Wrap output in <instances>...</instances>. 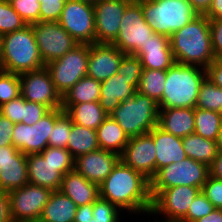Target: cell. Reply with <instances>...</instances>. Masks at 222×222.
<instances>
[{
	"label": "cell",
	"mask_w": 222,
	"mask_h": 222,
	"mask_svg": "<svg viewBox=\"0 0 222 222\" xmlns=\"http://www.w3.org/2000/svg\"><path fill=\"white\" fill-rule=\"evenodd\" d=\"M99 197L109 200L124 214L127 213V218L131 216L135 219L134 214L137 215L136 218L143 215V218H139L141 222L145 216L147 220L149 218L152 208L150 180L121 160L99 185Z\"/></svg>",
	"instance_id": "1"
},
{
	"label": "cell",
	"mask_w": 222,
	"mask_h": 222,
	"mask_svg": "<svg viewBox=\"0 0 222 222\" xmlns=\"http://www.w3.org/2000/svg\"><path fill=\"white\" fill-rule=\"evenodd\" d=\"M169 41L176 63L207 69L215 59L209 19L204 14L175 31Z\"/></svg>",
	"instance_id": "2"
},
{
	"label": "cell",
	"mask_w": 222,
	"mask_h": 222,
	"mask_svg": "<svg viewBox=\"0 0 222 222\" xmlns=\"http://www.w3.org/2000/svg\"><path fill=\"white\" fill-rule=\"evenodd\" d=\"M207 77L204 68L174 63L167 69L165 88L159 108H195L201 83Z\"/></svg>",
	"instance_id": "3"
},
{
	"label": "cell",
	"mask_w": 222,
	"mask_h": 222,
	"mask_svg": "<svg viewBox=\"0 0 222 222\" xmlns=\"http://www.w3.org/2000/svg\"><path fill=\"white\" fill-rule=\"evenodd\" d=\"M44 67L32 25L2 36L0 70L22 74Z\"/></svg>",
	"instance_id": "4"
},
{
	"label": "cell",
	"mask_w": 222,
	"mask_h": 222,
	"mask_svg": "<svg viewBox=\"0 0 222 222\" xmlns=\"http://www.w3.org/2000/svg\"><path fill=\"white\" fill-rule=\"evenodd\" d=\"M146 23L156 34L170 37L196 18L199 13L187 0H136Z\"/></svg>",
	"instance_id": "5"
},
{
	"label": "cell",
	"mask_w": 222,
	"mask_h": 222,
	"mask_svg": "<svg viewBox=\"0 0 222 222\" xmlns=\"http://www.w3.org/2000/svg\"><path fill=\"white\" fill-rule=\"evenodd\" d=\"M109 115L130 138L149 133L158 126L159 107L152 98L136 92Z\"/></svg>",
	"instance_id": "6"
},
{
	"label": "cell",
	"mask_w": 222,
	"mask_h": 222,
	"mask_svg": "<svg viewBox=\"0 0 222 222\" xmlns=\"http://www.w3.org/2000/svg\"><path fill=\"white\" fill-rule=\"evenodd\" d=\"M150 192L152 196L150 218L154 216L152 218L158 222H180L187 215L189 206L201 189L181 185L166 189H150Z\"/></svg>",
	"instance_id": "7"
},
{
	"label": "cell",
	"mask_w": 222,
	"mask_h": 222,
	"mask_svg": "<svg viewBox=\"0 0 222 222\" xmlns=\"http://www.w3.org/2000/svg\"><path fill=\"white\" fill-rule=\"evenodd\" d=\"M88 58L89 44H78L64 56L45 65L61 96L87 76Z\"/></svg>",
	"instance_id": "8"
},
{
	"label": "cell",
	"mask_w": 222,
	"mask_h": 222,
	"mask_svg": "<svg viewBox=\"0 0 222 222\" xmlns=\"http://www.w3.org/2000/svg\"><path fill=\"white\" fill-rule=\"evenodd\" d=\"M209 175V167L189 157L160 168L150 180V189H166L174 186H193L202 189Z\"/></svg>",
	"instance_id": "9"
},
{
	"label": "cell",
	"mask_w": 222,
	"mask_h": 222,
	"mask_svg": "<svg viewBox=\"0 0 222 222\" xmlns=\"http://www.w3.org/2000/svg\"><path fill=\"white\" fill-rule=\"evenodd\" d=\"M154 34L146 23L141 5L133 0L125 9L119 33L111 43L126 55H135Z\"/></svg>",
	"instance_id": "10"
},
{
	"label": "cell",
	"mask_w": 222,
	"mask_h": 222,
	"mask_svg": "<svg viewBox=\"0 0 222 222\" xmlns=\"http://www.w3.org/2000/svg\"><path fill=\"white\" fill-rule=\"evenodd\" d=\"M53 191L27 183L8 192L12 222H38Z\"/></svg>",
	"instance_id": "11"
},
{
	"label": "cell",
	"mask_w": 222,
	"mask_h": 222,
	"mask_svg": "<svg viewBox=\"0 0 222 222\" xmlns=\"http://www.w3.org/2000/svg\"><path fill=\"white\" fill-rule=\"evenodd\" d=\"M63 111L62 108L51 109L33 125L16 123L12 131L13 146L26 156L41 153L48 147L50 132Z\"/></svg>",
	"instance_id": "12"
},
{
	"label": "cell",
	"mask_w": 222,
	"mask_h": 222,
	"mask_svg": "<svg viewBox=\"0 0 222 222\" xmlns=\"http://www.w3.org/2000/svg\"><path fill=\"white\" fill-rule=\"evenodd\" d=\"M58 23L78 44L95 43V12L92 4L67 0Z\"/></svg>",
	"instance_id": "13"
},
{
	"label": "cell",
	"mask_w": 222,
	"mask_h": 222,
	"mask_svg": "<svg viewBox=\"0 0 222 222\" xmlns=\"http://www.w3.org/2000/svg\"><path fill=\"white\" fill-rule=\"evenodd\" d=\"M43 63L64 56L78 45L76 40L58 22L31 24Z\"/></svg>",
	"instance_id": "14"
},
{
	"label": "cell",
	"mask_w": 222,
	"mask_h": 222,
	"mask_svg": "<svg viewBox=\"0 0 222 222\" xmlns=\"http://www.w3.org/2000/svg\"><path fill=\"white\" fill-rule=\"evenodd\" d=\"M21 96L29 102H35L50 109L61 108L62 96L56 90L46 67L19 74Z\"/></svg>",
	"instance_id": "15"
},
{
	"label": "cell",
	"mask_w": 222,
	"mask_h": 222,
	"mask_svg": "<svg viewBox=\"0 0 222 222\" xmlns=\"http://www.w3.org/2000/svg\"><path fill=\"white\" fill-rule=\"evenodd\" d=\"M133 0H99L94 3L95 43L111 44L117 37L126 7Z\"/></svg>",
	"instance_id": "16"
},
{
	"label": "cell",
	"mask_w": 222,
	"mask_h": 222,
	"mask_svg": "<svg viewBox=\"0 0 222 222\" xmlns=\"http://www.w3.org/2000/svg\"><path fill=\"white\" fill-rule=\"evenodd\" d=\"M156 148L152 135L130 137L120 160L151 180L156 174Z\"/></svg>",
	"instance_id": "17"
},
{
	"label": "cell",
	"mask_w": 222,
	"mask_h": 222,
	"mask_svg": "<svg viewBox=\"0 0 222 222\" xmlns=\"http://www.w3.org/2000/svg\"><path fill=\"white\" fill-rule=\"evenodd\" d=\"M27 183V156L13 145L0 146V190L9 192Z\"/></svg>",
	"instance_id": "18"
},
{
	"label": "cell",
	"mask_w": 222,
	"mask_h": 222,
	"mask_svg": "<svg viewBox=\"0 0 222 222\" xmlns=\"http://www.w3.org/2000/svg\"><path fill=\"white\" fill-rule=\"evenodd\" d=\"M125 55L113 44H89L87 76L100 82L107 80L117 73Z\"/></svg>",
	"instance_id": "19"
},
{
	"label": "cell",
	"mask_w": 222,
	"mask_h": 222,
	"mask_svg": "<svg viewBox=\"0 0 222 222\" xmlns=\"http://www.w3.org/2000/svg\"><path fill=\"white\" fill-rule=\"evenodd\" d=\"M28 181L56 191L60 189L63 176L74 170V164H52L40 153L27 155Z\"/></svg>",
	"instance_id": "20"
},
{
	"label": "cell",
	"mask_w": 222,
	"mask_h": 222,
	"mask_svg": "<svg viewBox=\"0 0 222 222\" xmlns=\"http://www.w3.org/2000/svg\"><path fill=\"white\" fill-rule=\"evenodd\" d=\"M119 160L118 154L99 148L78 156L74 161V170L88 181L100 185Z\"/></svg>",
	"instance_id": "21"
},
{
	"label": "cell",
	"mask_w": 222,
	"mask_h": 222,
	"mask_svg": "<svg viewBox=\"0 0 222 222\" xmlns=\"http://www.w3.org/2000/svg\"><path fill=\"white\" fill-rule=\"evenodd\" d=\"M135 56L141 60L143 69L167 70L175 63L169 37L156 33Z\"/></svg>",
	"instance_id": "22"
},
{
	"label": "cell",
	"mask_w": 222,
	"mask_h": 222,
	"mask_svg": "<svg viewBox=\"0 0 222 222\" xmlns=\"http://www.w3.org/2000/svg\"><path fill=\"white\" fill-rule=\"evenodd\" d=\"M156 148V172L171 163H177L187 156L182 145V138L163 131L158 126L149 132Z\"/></svg>",
	"instance_id": "23"
},
{
	"label": "cell",
	"mask_w": 222,
	"mask_h": 222,
	"mask_svg": "<svg viewBox=\"0 0 222 222\" xmlns=\"http://www.w3.org/2000/svg\"><path fill=\"white\" fill-rule=\"evenodd\" d=\"M194 108H159L158 127L183 138L195 131Z\"/></svg>",
	"instance_id": "24"
},
{
	"label": "cell",
	"mask_w": 222,
	"mask_h": 222,
	"mask_svg": "<svg viewBox=\"0 0 222 222\" xmlns=\"http://www.w3.org/2000/svg\"><path fill=\"white\" fill-rule=\"evenodd\" d=\"M77 205L94 203L99 198V185L88 181L75 170L63 176L59 189Z\"/></svg>",
	"instance_id": "25"
},
{
	"label": "cell",
	"mask_w": 222,
	"mask_h": 222,
	"mask_svg": "<svg viewBox=\"0 0 222 222\" xmlns=\"http://www.w3.org/2000/svg\"><path fill=\"white\" fill-rule=\"evenodd\" d=\"M137 90L117 73L101 82L99 104L109 115L121 102L134 96Z\"/></svg>",
	"instance_id": "26"
},
{
	"label": "cell",
	"mask_w": 222,
	"mask_h": 222,
	"mask_svg": "<svg viewBox=\"0 0 222 222\" xmlns=\"http://www.w3.org/2000/svg\"><path fill=\"white\" fill-rule=\"evenodd\" d=\"M77 205L60 190L53 191L38 222H74Z\"/></svg>",
	"instance_id": "27"
},
{
	"label": "cell",
	"mask_w": 222,
	"mask_h": 222,
	"mask_svg": "<svg viewBox=\"0 0 222 222\" xmlns=\"http://www.w3.org/2000/svg\"><path fill=\"white\" fill-rule=\"evenodd\" d=\"M61 108L71 117L72 122L96 130L108 114L99 101L79 104H61Z\"/></svg>",
	"instance_id": "28"
},
{
	"label": "cell",
	"mask_w": 222,
	"mask_h": 222,
	"mask_svg": "<svg viewBox=\"0 0 222 222\" xmlns=\"http://www.w3.org/2000/svg\"><path fill=\"white\" fill-rule=\"evenodd\" d=\"M96 133L99 148L112 151L119 156L129 141L128 135L110 115L99 125Z\"/></svg>",
	"instance_id": "29"
},
{
	"label": "cell",
	"mask_w": 222,
	"mask_h": 222,
	"mask_svg": "<svg viewBox=\"0 0 222 222\" xmlns=\"http://www.w3.org/2000/svg\"><path fill=\"white\" fill-rule=\"evenodd\" d=\"M182 145L187 157L202 162L208 167L218 154L217 141L203 138L196 133L183 137Z\"/></svg>",
	"instance_id": "30"
},
{
	"label": "cell",
	"mask_w": 222,
	"mask_h": 222,
	"mask_svg": "<svg viewBox=\"0 0 222 222\" xmlns=\"http://www.w3.org/2000/svg\"><path fill=\"white\" fill-rule=\"evenodd\" d=\"M99 149L96 130H92L72 123L71 132L67 141V150L72 157L87 154Z\"/></svg>",
	"instance_id": "31"
},
{
	"label": "cell",
	"mask_w": 222,
	"mask_h": 222,
	"mask_svg": "<svg viewBox=\"0 0 222 222\" xmlns=\"http://www.w3.org/2000/svg\"><path fill=\"white\" fill-rule=\"evenodd\" d=\"M100 88V81L85 76L62 96V104H79L99 101Z\"/></svg>",
	"instance_id": "32"
},
{
	"label": "cell",
	"mask_w": 222,
	"mask_h": 222,
	"mask_svg": "<svg viewBox=\"0 0 222 222\" xmlns=\"http://www.w3.org/2000/svg\"><path fill=\"white\" fill-rule=\"evenodd\" d=\"M195 131L197 135L217 141L222 125V116L217 111L194 108Z\"/></svg>",
	"instance_id": "33"
},
{
	"label": "cell",
	"mask_w": 222,
	"mask_h": 222,
	"mask_svg": "<svg viewBox=\"0 0 222 222\" xmlns=\"http://www.w3.org/2000/svg\"><path fill=\"white\" fill-rule=\"evenodd\" d=\"M166 76L167 70L143 69L137 92L159 103L165 88Z\"/></svg>",
	"instance_id": "34"
},
{
	"label": "cell",
	"mask_w": 222,
	"mask_h": 222,
	"mask_svg": "<svg viewBox=\"0 0 222 222\" xmlns=\"http://www.w3.org/2000/svg\"><path fill=\"white\" fill-rule=\"evenodd\" d=\"M221 100L222 88L216 86L206 77L201 83L195 107L219 112Z\"/></svg>",
	"instance_id": "35"
},
{
	"label": "cell",
	"mask_w": 222,
	"mask_h": 222,
	"mask_svg": "<svg viewBox=\"0 0 222 222\" xmlns=\"http://www.w3.org/2000/svg\"><path fill=\"white\" fill-rule=\"evenodd\" d=\"M71 117L63 111L56 119L50 132L48 146L67 149V141L72 128Z\"/></svg>",
	"instance_id": "36"
},
{
	"label": "cell",
	"mask_w": 222,
	"mask_h": 222,
	"mask_svg": "<svg viewBox=\"0 0 222 222\" xmlns=\"http://www.w3.org/2000/svg\"><path fill=\"white\" fill-rule=\"evenodd\" d=\"M27 24L8 0H0V35L23 29Z\"/></svg>",
	"instance_id": "37"
},
{
	"label": "cell",
	"mask_w": 222,
	"mask_h": 222,
	"mask_svg": "<svg viewBox=\"0 0 222 222\" xmlns=\"http://www.w3.org/2000/svg\"><path fill=\"white\" fill-rule=\"evenodd\" d=\"M92 211L93 214L90 222H123L122 219L127 217L117 206L101 197L93 203Z\"/></svg>",
	"instance_id": "38"
},
{
	"label": "cell",
	"mask_w": 222,
	"mask_h": 222,
	"mask_svg": "<svg viewBox=\"0 0 222 222\" xmlns=\"http://www.w3.org/2000/svg\"><path fill=\"white\" fill-rule=\"evenodd\" d=\"M142 71L143 65L137 56L125 55L119 65L117 74L121 75L126 80H129V84L137 90Z\"/></svg>",
	"instance_id": "39"
},
{
	"label": "cell",
	"mask_w": 222,
	"mask_h": 222,
	"mask_svg": "<svg viewBox=\"0 0 222 222\" xmlns=\"http://www.w3.org/2000/svg\"><path fill=\"white\" fill-rule=\"evenodd\" d=\"M20 95L19 74L0 70V106Z\"/></svg>",
	"instance_id": "40"
},
{
	"label": "cell",
	"mask_w": 222,
	"mask_h": 222,
	"mask_svg": "<svg viewBox=\"0 0 222 222\" xmlns=\"http://www.w3.org/2000/svg\"><path fill=\"white\" fill-rule=\"evenodd\" d=\"M27 25L40 22V0H8Z\"/></svg>",
	"instance_id": "41"
},
{
	"label": "cell",
	"mask_w": 222,
	"mask_h": 222,
	"mask_svg": "<svg viewBox=\"0 0 222 222\" xmlns=\"http://www.w3.org/2000/svg\"><path fill=\"white\" fill-rule=\"evenodd\" d=\"M215 209L214 205L206 198L201 191L189 206L187 215L180 222H195L210 214Z\"/></svg>",
	"instance_id": "42"
},
{
	"label": "cell",
	"mask_w": 222,
	"mask_h": 222,
	"mask_svg": "<svg viewBox=\"0 0 222 222\" xmlns=\"http://www.w3.org/2000/svg\"><path fill=\"white\" fill-rule=\"evenodd\" d=\"M67 0H40V22H58Z\"/></svg>",
	"instance_id": "43"
},
{
	"label": "cell",
	"mask_w": 222,
	"mask_h": 222,
	"mask_svg": "<svg viewBox=\"0 0 222 222\" xmlns=\"http://www.w3.org/2000/svg\"><path fill=\"white\" fill-rule=\"evenodd\" d=\"M201 191L215 208L222 209V179L208 175Z\"/></svg>",
	"instance_id": "44"
},
{
	"label": "cell",
	"mask_w": 222,
	"mask_h": 222,
	"mask_svg": "<svg viewBox=\"0 0 222 222\" xmlns=\"http://www.w3.org/2000/svg\"><path fill=\"white\" fill-rule=\"evenodd\" d=\"M51 109L45 105L25 101L23 103V117L21 123L33 125L38 122Z\"/></svg>",
	"instance_id": "45"
},
{
	"label": "cell",
	"mask_w": 222,
	"mask_h": 222,
	"mask_svg": "<svg viewBox=\"0 0 222 222\" xmlns=\"http://www.w3.org/2000/svg\"><path fill=\"white\" fill-rule=\"evenodd\" d=\"M26 100L20 95L0 106V113L14 124L21 123L23 117V103Z\"/></svg>",
	"instance_id": "46"
},
{
	"label": "cell",
	"mask_w": 222,
	"mask_h": 222,
	"mask_svg": "<svg viewBox=\"0 0 222 222\" xmlns=\"http://www.w3.org/2000/svg\"><path fill=\"white\" fill-rule=\"evenodd\" d=\"M40 154L52 164H74L75 161L71 153L65 148L48 146Z\"/></svg>",
	"instance_id": "47"
},
{
	"label": "cell",
	"mask_w": 222,
	"mask_h": 222,
	"mask_svg": "<svg viewBox=\"0 0 222 222\" xmlns=\"http://www.w3.org/2000/svg\"><path fill=\"white\" fill-rule=\"evenodd\" d=\"M215 59H222V19H209Z\"/></svg>",
	"instance_id": "48"
},
{
	"label": "cell",
	"mask_w": 222,
	"mask_h": 222,
	"mask_svg": "<svg viewBox=\"0 0 222 222\" xmlns=\"http://www.w3.org/2000/svg\"><path fill=\"white\" fill-rule=\"evenodd\" d=\"M14 123L0 113V146L13 145L12 131Z\"/></svg>",
	"instance_id": "49"
},
{
	"label": "cell",
	"mask_w": 222,
	"mask_h": 222,
	"mask_svg": "<svg viewBox=\"0 0 222 222\" xmlns=\"http://www.w3.org/2000/svg\"><path fill=\"white\" fill-rule=\"evenodd\" d=\"M207 78L216 86L222 88V59H214L207 67Z\"/></svg>",
	"instance_id": "50"
},
{
	"label": "cell",
	"mask_w": 222,
	"mask_h": 222,
	"mask_svg": "<svg viewBox=\"0 0 222 222\" xmlns=\"http://www.w3.org/2000/svg\"><path fill=\"white\" fill-rule=\"evenodd\" d=\"M0 222H12L8 192L0 190Z\"/></svg>",
	"instance_id": "51"
},
{
	"label": "cell",
	"mask_w": 222,
	"mask_h": 222,
	"mask_svg": "<svg viewBox=\"0 0 222 222\" xmlns=\"http://www.w3.org/2000/svg\"><path fill=\"white\" fill-rule=\"evenodd\" d=\"M93 203L77 207L74 222H90L93 214Z\"/></svg>",
	"instance_id": "52"
},
{
	"label": "cell",
	"mask_w": 222,
	"mask_h": 222,
	"mask_svg": "<svg viewBox=\"0 0 222 222\" xmlns=\"http://www.w3.org/2000/svg\"><path fill=\"white\" fill-rule=\"evenodd\" d=\"M204 15L208 19H222V0H212L208 11Z\"/></svg>",
	"instance_id": "53"
},
{
	"label": "cell",
	"mask_w": 222,
	"mask_h": 222,
	"mask_svg": "<svg viewBox=\"0 0 222 222\" xmlns=\"http://www.w3.org/2000/svg\"><path fill=\"white\" fill-rule=\"evenodd\" d=\"M209 175L222 179V152L218 151L217 156L209 166Z\"/></svg>",
	"instance_id": "54"
},
{
	"label": "cell",
	"mask_w": 222,
	"mask_h": 222,
	"mask_svg": "<svg viewBox=\"0 0 222 222\" xmlns=\"http://www.w3.org/2000/svg\"><path fill=\"white\" fill-rule=\"evenodd\" d=\"M199 14H205L212 0H187Z\"/></svg>",
	"instance_id": "55"
},
{
	"label": "cell",
	"mask_w": 222,
	"mask_h": 222,
	"mask_svg": "<svg viewBox=\"0 0 222 222\" xmlns=\"http://www.w3.org/2000/svg\"><path fill=\"white\" fill-rule=\"evenodd\" d=\"M195 222H222V209L215 208L210 214L199 218Z\"/></svg>",
	"instance_id": "56"
},
{
	"label": "cell",
	"mask_w": 222,
	"mask_h": 222,
	"mask_svg": "<svg viewBox=\"0 0 222 222\" xmlns=\"http://www.w3.org/2000/svg\"><path fill=\"white\" fill-rule=\"evenodd\" d=\"M217 146H218V151L222 152V125L217 139Z\"/></svg>",
	"instance_id": "57"
},
{
	"label": "cell",
	"mask_w": 222,
	"mask_h": 222,
	"mask_svg": "<svg viewBox=\"0 0 222 222\" xmlns=\"http://www.w3.org/2000/svg\"><path fill=\"white\" fill-rule=\"evenodd\" d=\"M81 2H86V3H89V4H94V3H97L99 0H79Z\"/></svg>",
	"instance_id": "58"
},
{
	"label": "cell",
	"mask_w": 222,
	"mask_h": 222,
	"mask_svg": "<svg viewBox=\"0 0 222 222\" xmlns=\"http://www.w3.org/2000/svg\"><path fill=\"white\" fill-rule=\"evenodd\" d=\"M2 36L0 35V60H1Z\"/></svg>",
	"instance_id": "59"
},
{
	"label": "cell",
	"mask_w": 222,
	"mask_h": 222,
	"mask_svg": "<svg viewBox=\"0 0 222 222\" xmlns=\"http://www.w3.org/2000/svg\"><path fill=\"white\" fill-rule=\"evenodd\" d=\"M219 113H220V114H221V116H222V100H221V106H220Z\"/></svg>",
	"instance_id": "60"
}]
</instances>
